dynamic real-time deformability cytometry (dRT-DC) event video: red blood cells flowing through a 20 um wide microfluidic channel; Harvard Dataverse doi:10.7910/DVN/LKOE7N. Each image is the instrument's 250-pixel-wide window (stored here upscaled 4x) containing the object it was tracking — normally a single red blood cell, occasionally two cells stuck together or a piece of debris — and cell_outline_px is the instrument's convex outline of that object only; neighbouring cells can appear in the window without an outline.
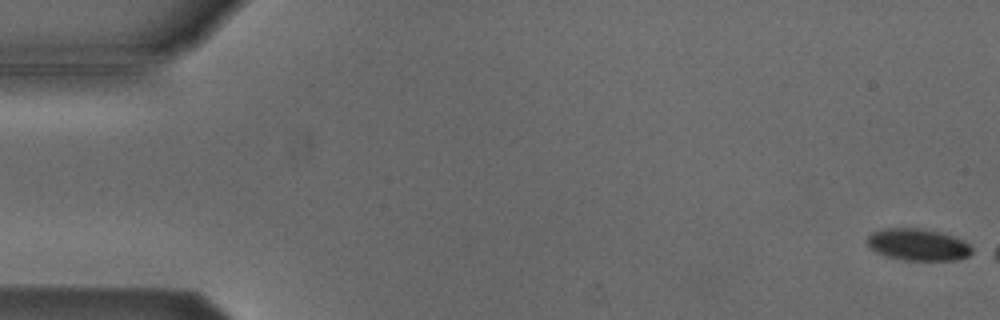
{"species": "Egyptian fruit bat (a non-hibernating species)", "species_latin": "Rousettus aegyptiacus", "temperature_condition": "cold", "stored_images_in_passage": 7, "camera_frame_rate_fps": 3000, "um_per_image_px": 0.085, "animal": {"sex": "male"}, "frame": {"image": 1, "passage_image": 1, "time_ms": 0.0, "image_size_px": [1000, 320], "cell_outline_px": [[972, 252], [968, 256], [956, 260], [904, 260], [888, 256], [876, 252], [868, 248], [868, 236], [872, 232], [884, 228], [920, 228], [952, 236], [964, 240], [972, 248]], "centroid_in_image_um": [78.01, 20.8], "position_along_channel_um": 7.0, "area_um2": 19.31}}